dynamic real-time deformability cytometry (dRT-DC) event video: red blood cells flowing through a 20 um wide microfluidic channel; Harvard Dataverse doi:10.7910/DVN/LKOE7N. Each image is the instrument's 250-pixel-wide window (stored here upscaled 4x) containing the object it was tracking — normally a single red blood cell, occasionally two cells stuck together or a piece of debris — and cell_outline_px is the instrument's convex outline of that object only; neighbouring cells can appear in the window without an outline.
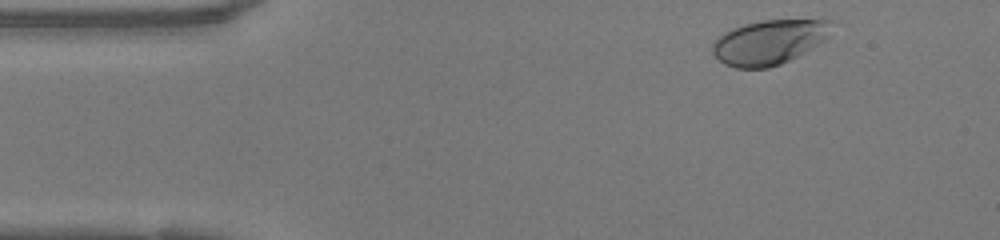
{"species": "human", "species_latin": "Homo sapiens", "temperature_condition": "warm", "stored_images_in_passage": 45, "camera_frame_rate_fps": 3000, "um_per_image_px": 0.085, "donor": {"sex": "female"}, "frame": {"image": 1, "passage_image": 2, "time_ms": 0.333, "image_size_px": [1000, 240], "cell_outline_px": [[832, 20], [828, 36], [824, 40], [804, 52], [780, 64], [768, 68], [736, 68], [724, 64], [712, 52], [712, 44], [724, 32], [732, 28], [744, 24], [764, 20]], "centroid_in_image_um": [65.34, 3.58], "position_along_channel_um": 19.7, "area_um2": 30.52}}
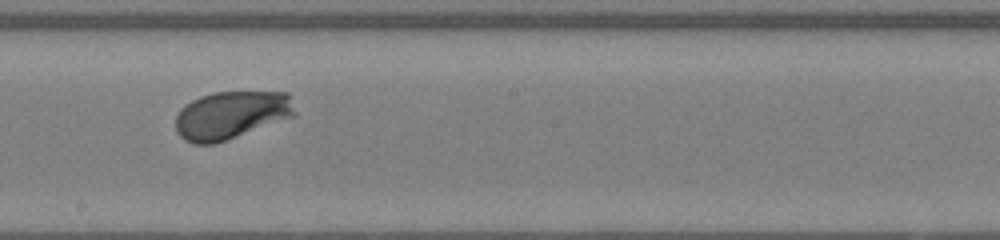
{"frame": {"image": 2, "passage_image": 23, "time_ms": 7.333, "image_size_px": [1000, 240], "cell_outline_px": [[296, 116], [216, 144], [192, 144], [184, 140], [176, 132], [176, 116], [180, 108], [192, 100], [200, 96], [212, 92], [288, 92], [296, 112]], "centroid_in_image_um": [19.64, 9.79], "position_along_channel_um": 228.6, "area_um2": 33.7}}
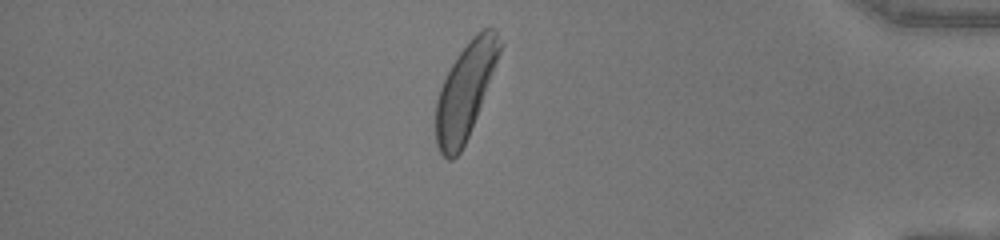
{"frame": {"image": 3, "passage_image": 38, "time_ms": 12.333, "image_size_px": [1000, 240], "cell_outline_px": [[504, 44], [476, 116], [468, 136], [460, 152], [452, 160], [448, 160], [440, 152], [436, 144], [436, 100], [440, 88], [456, 56], [472, 36], [484, 28], [496, 28]], "centroid_in_image_um": [39.56, 7.68], "position_along_channel_um": 395.6, "area_um2": 35.08}, "authors_computed_cell_mechanics": {"area_um2": 32.657, "velocity_mm_per_s": 4.1209, "shape_relaxation_time_tau1_ms": 1.5585, "shape_relaxation_time_tau2_ms": null, "deformation_change_tau1": 0.1259, "deformation_change_tau2": null}}